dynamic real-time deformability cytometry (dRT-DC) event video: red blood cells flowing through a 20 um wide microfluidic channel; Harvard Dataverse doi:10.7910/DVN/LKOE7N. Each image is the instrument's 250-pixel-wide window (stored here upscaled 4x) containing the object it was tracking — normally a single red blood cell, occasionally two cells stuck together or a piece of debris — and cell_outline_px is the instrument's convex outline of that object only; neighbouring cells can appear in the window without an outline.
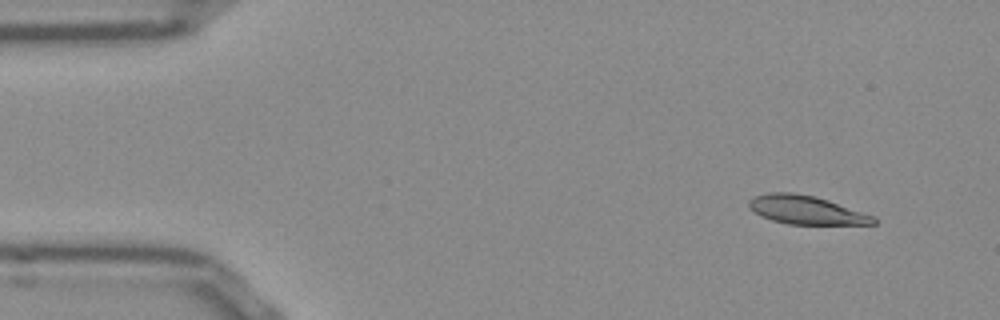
{"species": "Egyptian fruit bat (a non-hibernating species)", "species_latin": "Rousettus aegyptiacus", "temperature_condition": "room temperature", "stored_images_in_passage": 48, "camera_frame_rate_fps": 3000, "um_per_image_px": 0.085, "frame": {"image": 1, "passage_image": 1, "time_ms": 0.0, "image_size_px": [1000, 320], "cell_outline_px": [[876, 224], [788, 224], [772, 220], [760, 216], [748, 204], [748, 200], [756, 196], [772, 192], [792, 192], [816, 196], [876, 216]], "centroid_in_image_um": [68.56, 17.84], "position_along_channel_um": 16.4, "area_um2": 20.63}}
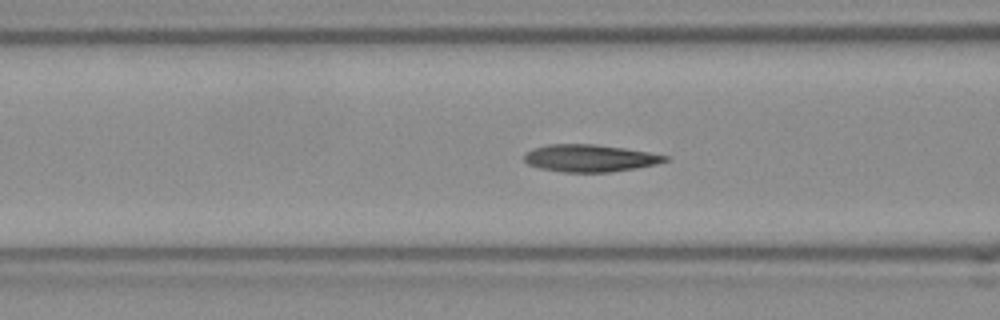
{"frame": {"image": 2, "passage_image": 16, "time_ms": 5.0, "image_size_px": [1000, 320], "cell_outline_px": [[668, 160], [656, 164], [636, 168], [612, 172], [564, 172], [540, 168], [528, 164], [524, 160], [524, 156], [532, 148], [548, 144], [596, 144], [624, 148], [648, 152], [668, 156]], "centroid_in_image_um": [50.13, 13.44], "position_along_channel_um": 116.5, "area_um2": 22.31}}
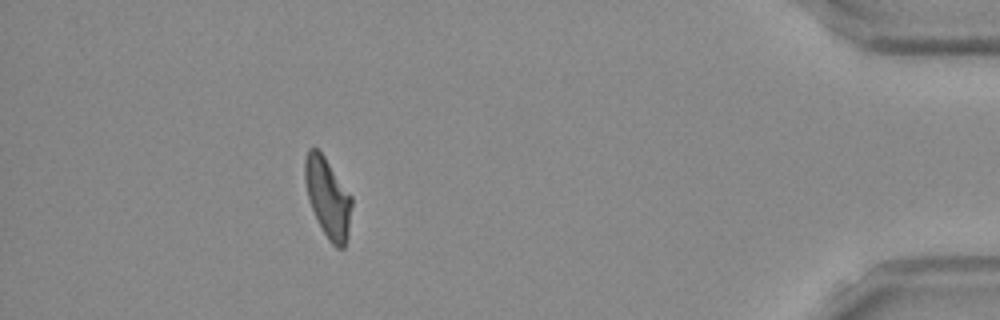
{"frame": {"image": 3, "passage_image": 43, "time_ms": 14.0, "image_size_px": [1000, 320], "cell_outline_px": [[352, 204], [348, 236], [344, 248], [336, 248], [328, 240], [312, 208], [308, 196], [304, 180], [304, 160], [308, 148], [316, 148], [324, 156], [352, 196]], "centroid_in_image_um": [27.87, 16.8], "position_along_channel_um": 407.3, "area_um2": 21.56}, "authors_computed_cell_mechanics": {"area_um2": 21.9062, "velocity_mm_per_s": 3.8665, "shape_relaxation_time_tau1_ms": 7.8204, "shape_relaxation_time_tau2_ms": 3.8855, "deformation_change_tau1": 0.1927, "deformation_change_tau2": 0.1127}}